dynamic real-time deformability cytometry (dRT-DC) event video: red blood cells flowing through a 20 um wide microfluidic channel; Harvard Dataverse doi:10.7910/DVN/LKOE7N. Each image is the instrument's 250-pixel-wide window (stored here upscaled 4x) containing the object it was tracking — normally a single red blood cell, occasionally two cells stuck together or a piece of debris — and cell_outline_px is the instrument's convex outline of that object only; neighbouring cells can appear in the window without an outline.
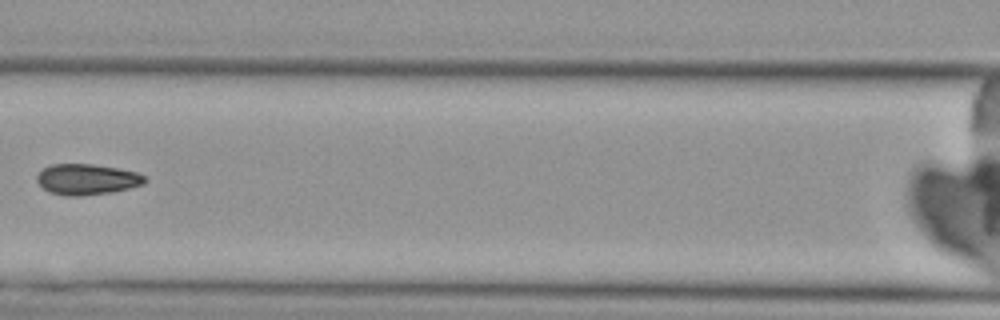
{"species": "Egyptian fruit bat (a non-hibernating species)", "species_latin": "Rousettus aegyptiacus", "temperature_condition": "cold", "stored_images_in_passage": 7, "camera_frame_rate_fps": 3000, "um_per_image_px": 0.085, "animal": {"sex": "female"}, "frame": {"image": 1, "passage_image": 6, "time_ms": 6.0, "image_size_px": [1000, 320], "cell_outline_px": [[148, 180], [144, 184], [112, 192], [76, 196], [68, 196], [48, 192], [36, 180], [36, 176], [44, 168], [52, 164], [92, 164], [116, 168], [136, 172], [144, 176]], "centroid_in_image_um": [7.38, 15.24], "position_along_channel_um": 159.2, "area_um2": 19.19}}
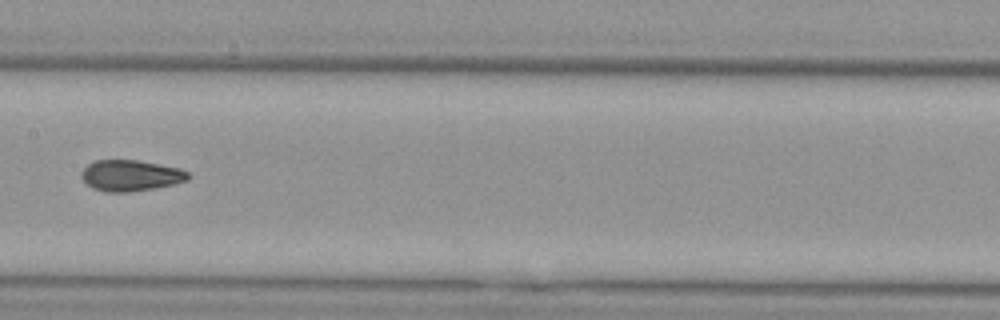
{"frame": {"image": 2, "passage_image": 7, "time_ms": 7.0, "image_size_px": [1000, 320], "cell_outline_px": [[192, 176], [188, 180], [156, 188], [128, 192], [104, 192], [92, 188], [80, 176], [80, 172], [92, 160], [136, 160], [180, 168], [188, 172]], "centroid_in_image_um": [11.09, 14.92], "position_along_channel_um": 196.3, "area_um2": 19.42}}